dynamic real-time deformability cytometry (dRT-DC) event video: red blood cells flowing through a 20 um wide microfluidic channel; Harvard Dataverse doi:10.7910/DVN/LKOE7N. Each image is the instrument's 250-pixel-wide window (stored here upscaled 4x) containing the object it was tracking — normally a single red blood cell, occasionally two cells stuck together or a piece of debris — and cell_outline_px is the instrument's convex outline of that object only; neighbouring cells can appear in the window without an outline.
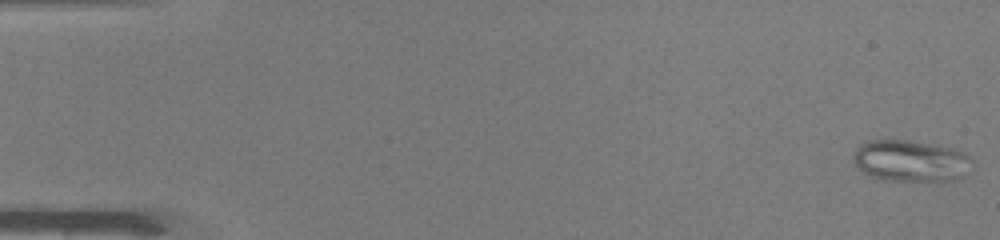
{"species": "common noctule bat (a hibernating species)", "species_latin": "Nyctalus noctula", "temperature_condition": "warm", "stored_images_in_passage": 49, "camera_frame_rate_fps": 3000, "um_per_image_px": 0.085, "animal": {"sex": "male", "body_mass_g": 19.0, "forearm_length_mm": 50.8}, "frame": {"image": 1, "passage_image": 1, "time_ms": 0.0, "image_size_px": [1000, 240], "cell_outline_px": [[972, 160], [964, 176], [956, 180], [892, 180], [872, 176], [864, 172], [852, 160], [856, 148], [860, 144], [868, 140], [908, 140], [952, 148], [964, 152], [972, 156]], "centroid_in_image_um": [77.42, 13.65], "position_along_channel_um": 7.6, "area_um2": 28.38}}
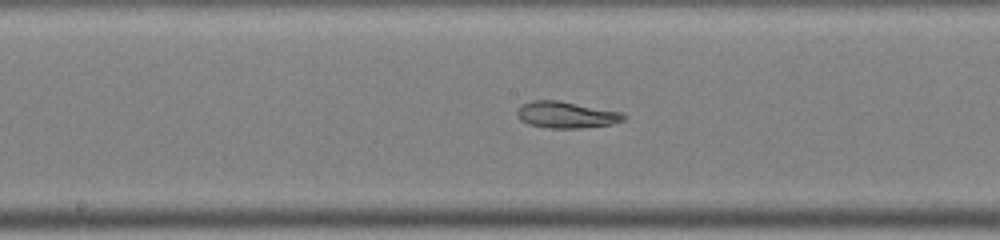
{"frame": {"image": 2, "passage_image": 26, "time_ms": 8.333, "image_size_px": [1000, 240], "cell_outline_px": [[628, 116], [624, 120], [612, 124], [584, 128], [548, 128], [528, 124], [520, 120], [516, 112], [524, 104], [532, 100], [560, 100], [624, 112]], "centroid_in_image_um": [48.2, 9.76], "position_along_channel_um": 200.0, "area_um2": 16.7}}
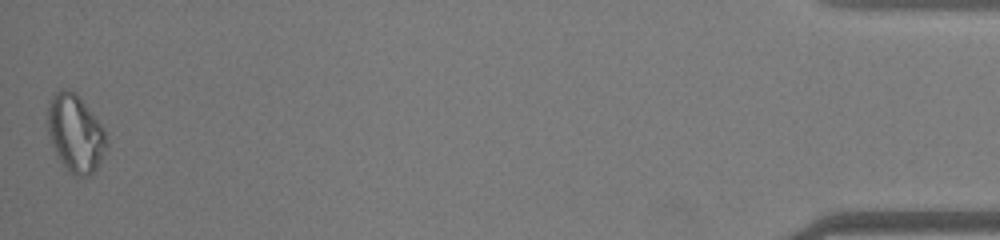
{"frame": {"image": 3, "passage_image": 49, "time_ms": 16.0, "image_size_px": [1000, 240], "cell_outline_px": [[108, 148], [96, 168], [88, 176], [80, 176], [72, 172], [56, 156], [48, 132], [48, 100], [56, 92], [64, 88], [68, 88], [76, 92], [104, 128], [108, 140]], "centroid_in_image_um": [6.42, 11.29], "position_along_channel_um": 428.8, "area_um2": 26.53}, "authors_computed_cell_mechanics": {"area_um2": 20.8658, "velocity_mm_per_s": 4.1228, "shape_relaxation_time_tau1_ms": null, "shape_relaxation_time_tau2_ms": 2.9338, "deformation_change_tau1": null, "deformation_change_tau2": 0.0607}}